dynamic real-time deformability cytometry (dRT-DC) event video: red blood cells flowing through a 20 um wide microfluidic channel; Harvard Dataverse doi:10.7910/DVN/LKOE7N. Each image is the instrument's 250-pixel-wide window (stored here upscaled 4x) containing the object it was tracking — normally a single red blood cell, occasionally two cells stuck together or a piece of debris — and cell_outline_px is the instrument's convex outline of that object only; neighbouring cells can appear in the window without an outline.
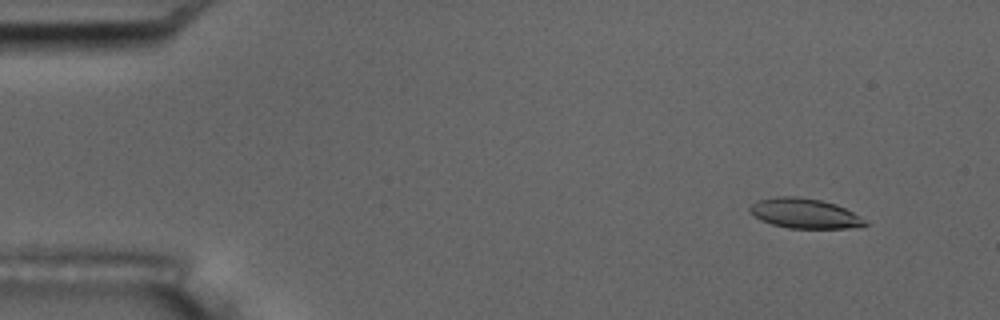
{"species": "common noctule bat (a hibernating species)", "species_latin": "Nyctalus noctula", "temperature_condition": "room temperature", "stored_images_in_passage": 5, "camera_frame_rate_fps": 3000, "um_per_image_px": 0.085, "animal": {"sex": "male", "body_mass_g": 17.5, "forearm_length_mm": 52.3}, "frame": {"image": 1, "passage_image": 2, "time_ms": 1.333, "image_size_px": [1000, 320], "cell_outline_px": [[868, 224], [848, 228], [788, 228], [772, 224], [760, 220], [748, 212], [748, 208], [756, 200], [776, 196], [796, 196], [820, 200], [836, 204], [860, 216]], "centroid_in_image_um": [68.32, 18.13], "position_along_channel_um": 16.7, "area_um2": 20.06}}
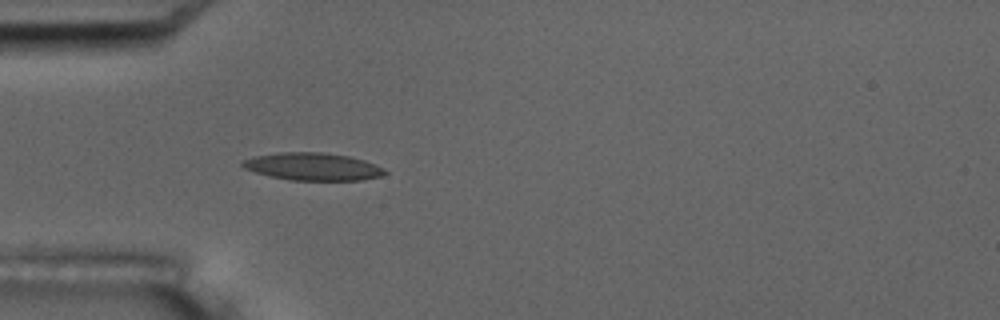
{"frame": {"image": 2, "passage_image": 5, "time_ms": 5.333, "image_size_px": [1000, 320], "cell_outline_px": [[388, 172], [380, 176], [364, 180], [288, 180], [268, 176], [244, 168], [240, 164], [240, 160], [252, 156], [280, 152], [324, 152], [348, 156], [364, 160], [376, 164], [384, 168]], "centroid_in_image_um": [26.56, 14.15], "position_along_channel_um": 58.4, "area_um2": 23.12}}